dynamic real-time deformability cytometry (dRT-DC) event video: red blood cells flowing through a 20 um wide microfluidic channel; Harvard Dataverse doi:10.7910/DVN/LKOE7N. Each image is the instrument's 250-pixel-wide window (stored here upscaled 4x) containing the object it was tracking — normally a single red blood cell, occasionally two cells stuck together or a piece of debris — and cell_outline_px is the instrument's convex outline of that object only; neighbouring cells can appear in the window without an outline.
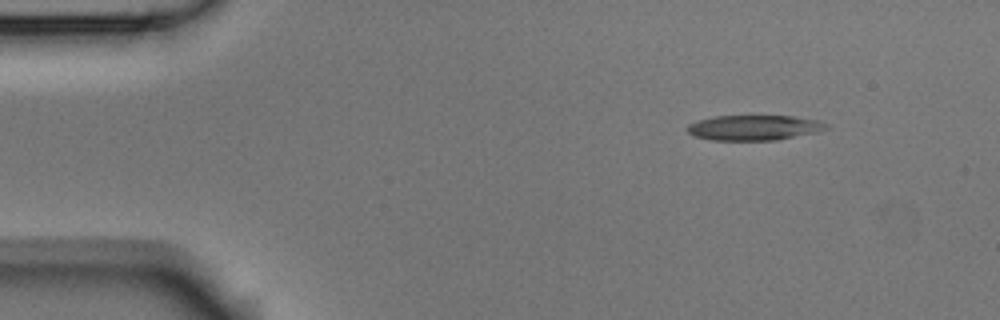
{"species": "Egyptian fruit bat (a non-hibernating species)", "species_latin": "Rousettus aegyptiacus", "temperature_condition": "room temperature", "stored_images_in_passage": 7, "camera_frame_rate_fps": 3000, "um_per_image_px": 0.085, "animal": {"sex": "male"}, "frame": {"image": 1, "passage_image": 2, "time_ms": 0.333, "image_size_px": [1000, 320], "cell_outline_px": [[832, 128], [816, 132], [776, 140], [712, 140], [692, 136], [688, 132], [688, 124], [700, 120], [716, 116], [792, 116], [820, 120], [828, 124]], "centroid_in_image_um": [64.14, 10.85], "position_along_channel_um": 20.9, "area_um2": 20.4}}
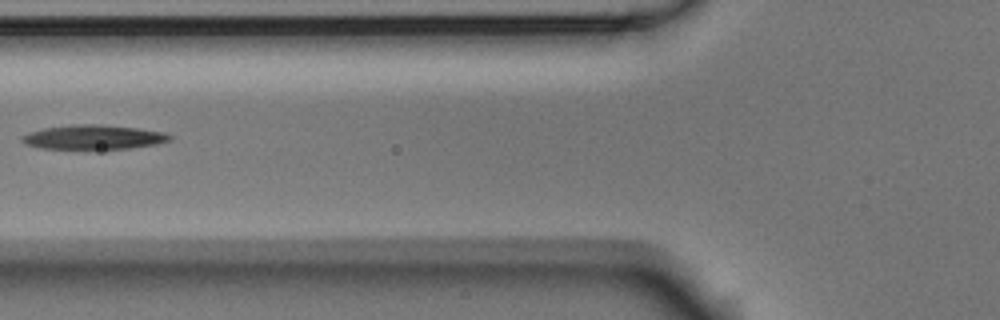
{"frame": {"image": 2, "passage_image": 6, "time_ms": 1.667, "image_size_px": [1000, 320], "cell_outline_px": [[172, 140], [156, 144], [128, 148], [40, 148], [24, 144], [20, 140], [20, 136], [44, 128], [76, 124], [96, 124], [136, 128], [164, 132], [172, 136]], "centroid_in_image_um": [7.94, 11.65], "position_along_channel_um": 117.9, "area_um2": 20.63}}
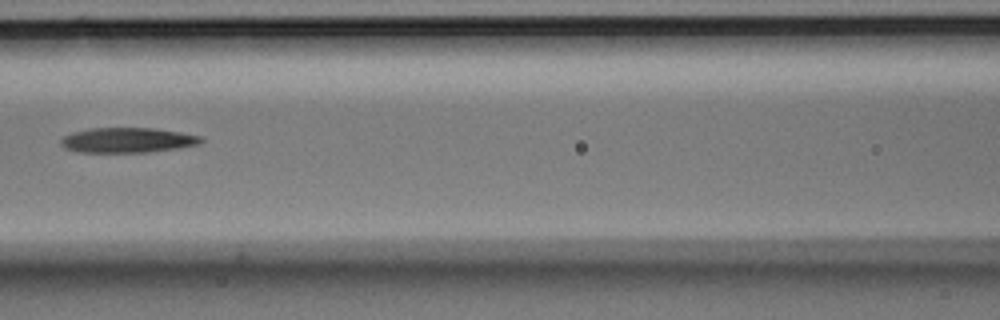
{"frame": {"image": 3, "passage_image": 7, "time_ms": 2.0, "image_size_px": [1000, 320], "cell_outline_px": [[204, 140], [200, 144], [176, 148], [148, 152], [80, 152], [64, 148], [60, 144], [60, 140], [64, 136], [72, 132], [88, 128], [156, 128], [180, 132], [200, 136]], "centroid_in_image_um": [10.82, 11.91], "position_along_channel_um": 155.8, "area_um2": 20.46}}